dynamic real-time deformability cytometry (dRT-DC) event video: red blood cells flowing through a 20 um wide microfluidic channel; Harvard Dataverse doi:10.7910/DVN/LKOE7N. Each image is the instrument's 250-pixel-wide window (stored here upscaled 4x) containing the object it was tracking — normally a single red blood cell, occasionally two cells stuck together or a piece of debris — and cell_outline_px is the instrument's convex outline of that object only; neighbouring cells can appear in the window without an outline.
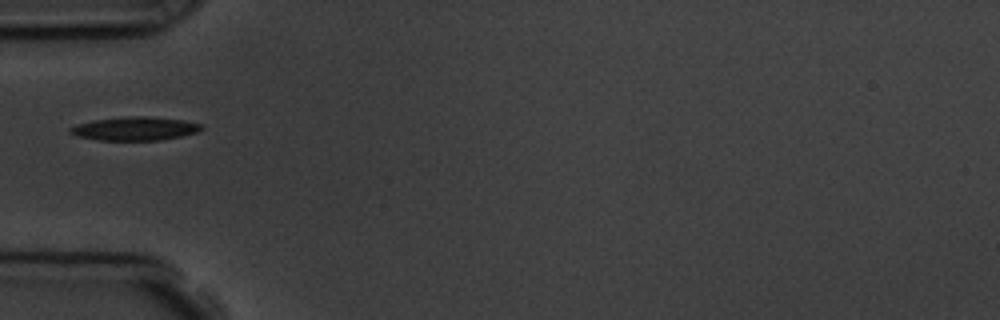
{"species": "common noctule bat (a hibernating species)", "species_latin": "Nyctalus noctula", "temperature_condition": "room temperature", "stored_images_in_passage": 10, "camera_frame_rate_fps": 3000, "um_per_image_px": 0.085, "animal": {"sex": "male", "body_mass_g": 19.5, "forearm_length_mm": 54.6}, "frame": {"image": 1, "passage_image": 4, "time_ms": 4.333, "image_size_px": [1000, 320], "cell_outline_px": [[204, 128], [196, 132], [180, 136], [160, 140], [100, 140], [76, 136], [68, 132], [68, 128], [80, 124], [96, 120], [132, 116], [144, 116], [184, 120], [204, 124]], "centroid_in_image_um": [11.5, 10.94], "position_along_channel_um": 73.5, "area_um2": 17.8}}
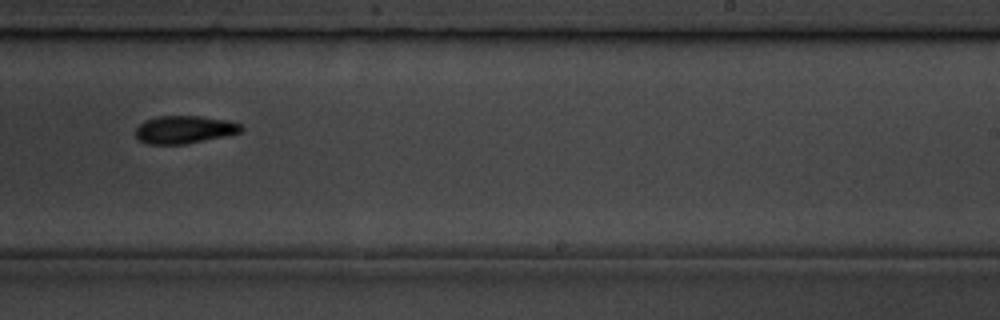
{"frame": {"image": 2, "passage_image": 9, "time_ms": 9.667, "image_size_px": [1000, 320], "cell_outline_px": [[244, 128], [240, 132], [224, 136], [184, 144], [148, 144], [140, 140], [136, 136], [136, 128], [144, 120], [156, 116], [200, 116], [228, 120], [240, 124]], "centroid_in_image_um": [15.66, 11.0], "position_along_channel_um": 273.3, "area_um2": 16.99}}